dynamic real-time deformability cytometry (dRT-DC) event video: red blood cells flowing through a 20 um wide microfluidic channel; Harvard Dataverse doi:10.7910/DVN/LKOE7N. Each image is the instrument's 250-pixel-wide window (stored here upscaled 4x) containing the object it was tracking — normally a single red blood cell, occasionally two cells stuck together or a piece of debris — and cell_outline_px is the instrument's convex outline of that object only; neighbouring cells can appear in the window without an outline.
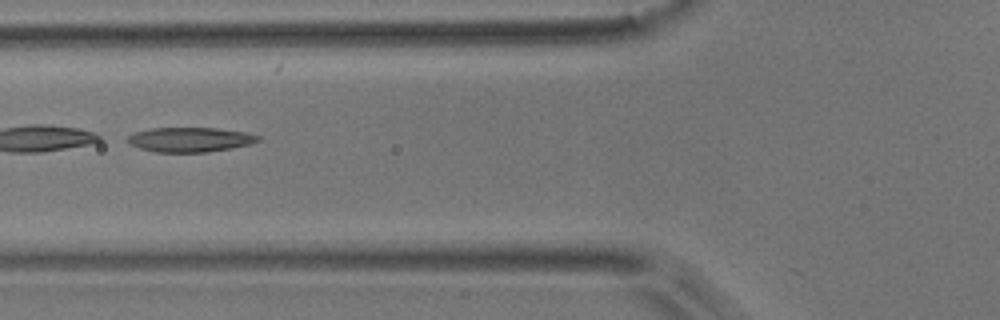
{"species": "common noctule bat (a hibernating species)", "species_latin": "Nyctalus noctula", "temperature_condition": "room temperature", "stored_images_in_passage": 8, "camera_frame_rate_fps": 3000, "um_per_image_px": 0.085, "animal": {"sex": "male", "body_mass_g": 17.9}, "frame": {"image": 1, "passage_image": 5, "time_ms": 1.333, "image_size_px": [1000, 320], "cell_outline_px": [[260, 140], [248, 144], [232, 148], [208, 152], [152, 152], [140, 148], [132, 144], [128, 140], [128, 136], [136, 132], [152, 128], [216, 128], [244, 132], [260, 136]], "centroid_in_image_um": [16.16, 11.87], "position_along_channel_um": 109.6, "area_um2": 18.5}}